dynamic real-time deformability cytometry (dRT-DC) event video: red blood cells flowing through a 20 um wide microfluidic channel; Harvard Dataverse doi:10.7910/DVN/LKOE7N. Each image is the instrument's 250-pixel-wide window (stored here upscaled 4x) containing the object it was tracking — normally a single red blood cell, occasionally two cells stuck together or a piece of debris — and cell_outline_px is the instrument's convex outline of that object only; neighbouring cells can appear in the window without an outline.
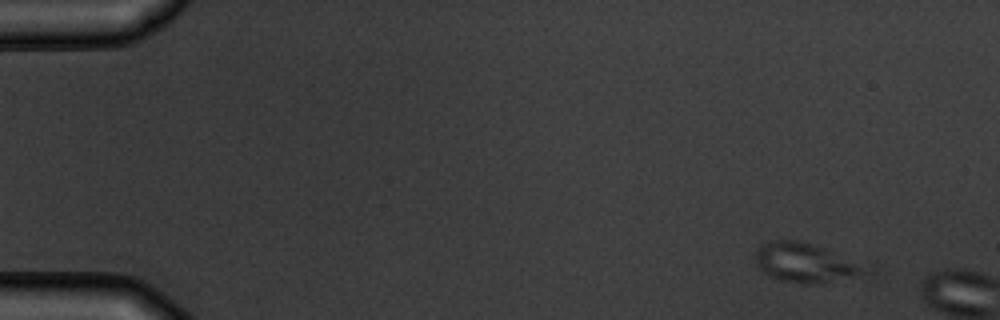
{"species": "common noctule bat (a hibernating species)", "species_latin": "Nyctalus noctula", "temperature_condition": "warm", "stored_images_in_passage": 2, "segment_of_instrument_passage": [1, 2], "camera_frame_rate_fps": 3000, "um_per_image_px": 0.085, "animal": {"sex": "male", "body_mass_g": 19.5, "forearm_length_mm": 54.6}, "frame": {"image": 1, "passage_image": 1, "time_ms": 0.0, "image_size_px": [1000, 320], "cell_outline_px": [[860, 272], [852, 276], [804, 284], [780, 280], [768, 276], [756, 268], [752, 260], [756, 248], [764, 244], [776, 240], [796, 240], [812, 244], [852, 264]], "centroid_in_image_um": [68.02, 22.32], "position_along_channel_um": 17.0, "area_um2": 23.06}}